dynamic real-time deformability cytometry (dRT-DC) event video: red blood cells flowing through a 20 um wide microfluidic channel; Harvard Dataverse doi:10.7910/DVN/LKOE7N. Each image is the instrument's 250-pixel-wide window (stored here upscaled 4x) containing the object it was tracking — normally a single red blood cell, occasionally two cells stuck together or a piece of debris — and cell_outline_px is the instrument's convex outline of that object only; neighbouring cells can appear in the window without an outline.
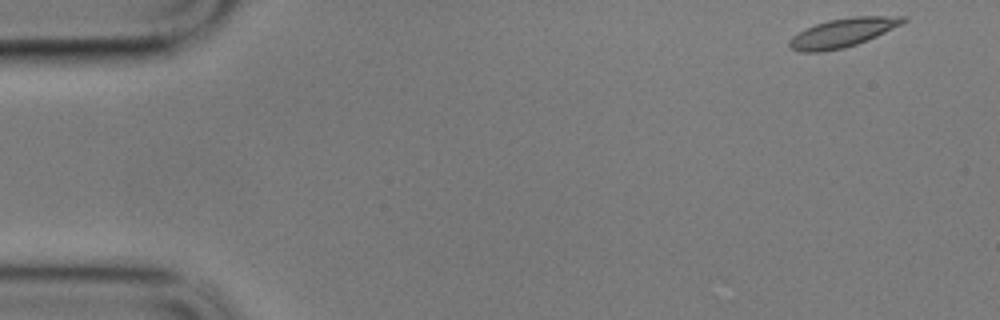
{"species": "common noctule bat (a hibernating species)", "species_latin": "Nyctalus noctula", "temperature_condition": "cold", "stored_images_in_passage": 57, "camera_frame_rate_fps": 3000, "um_per_image_px": 0.085, "animal": {"sex": "male", "body_mass_g": 17.9}, "frame": {"image": 1, "passage_image": 1, "time_ms": 0.0, "image_size_px": [1000, 320], "cell_outline_px": [[908, 20], [876, 36], [856, 44], [844, 48], [820, 52], [800, 52], [792, 48], [788, 44], [788, 40], [792, 36], [804, 28], [828, 20], [852, 16], [908, 16]], "centroid_in_image_um": [71.59, 2.77], "position_along_channel_um": 13.4, "area_um2": 19.02}}
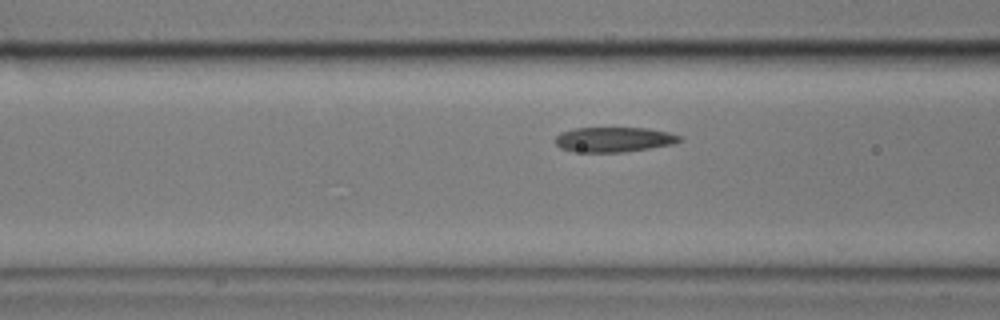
{"frame": {"image": 2, "passage_image": 20, "time_ms": 6.333, "image_size_px": [1000, 320], "cell_outline_px": [[684, 140], [672, 144], [624, 152], [572, 152], [560, 148], [556, 144], [556, 136], [560, 132], [576, 128], [644, 128], [668, 132], [680, 136]], "centroid_in_image_um": [52.15, 11.86], "position_along_channel_um": 114.5, "area_um2": 18.03}}
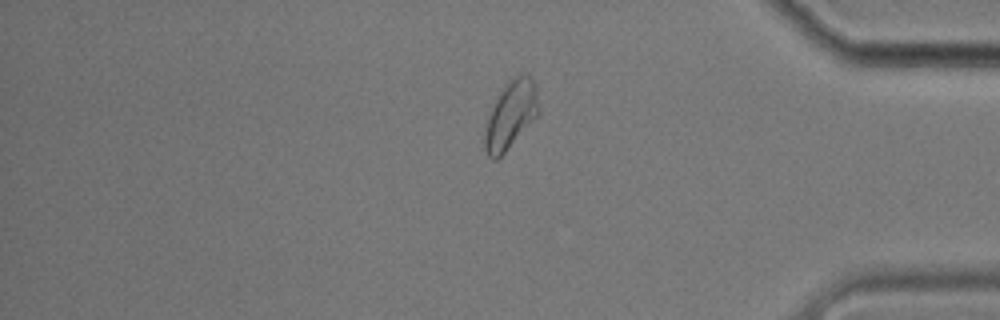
{"frame": {"image": 3, "passage_image": 47, "time_ms": 15.333, "image_size_px": [1000, 320], "cell_outline_px": [[540, 112], [504, 152], [496, 160], [492, 160], [488, 156], [484, 148], [484, 132], [488, 116], [504, 84], [516, 76], [524, 72], [536, 84], [540, 108]], "centroid_in_image_um": [43.42, 9.74], "position_along_channel_um": 391.8, "area_um2": 21.04}, "authors_computed_cell_mechanics": {"area_um2": 18.8428, "velocity_mm_per_s": 3.3578, "shape_relaxation_time_tau1_ms": null, "shape_relaxation_time_tau2_ms": 3.6913, "deformation_change_tau1": null, "deformation_change_tau2": 0.0757}}